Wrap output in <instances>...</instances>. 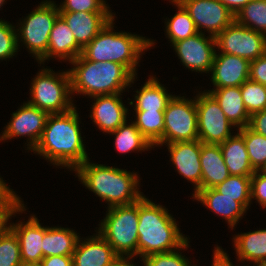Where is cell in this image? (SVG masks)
<instances>
[{
	"instance_id": "cell-39",
	"label": "cell",
	"mask_w": 266,
	"mask_h": 266,
	"mask_svg": "<svg viewBox=\"0 0 266 266\" xmlns=\"http://www.w3.org/2000/svg\"><path fill=\"white\" fill-rule=\"evenodd\" d=\"M59 12H110L104 0H65Z\"/></svg>"
},
{
	"instance_id": "cell-11",
	"label": "cell",
	"mask_w": 266,
	"mask_h": 266,
	"mask_svg": "<svg viewBox=\"0 0 266 266\" xmlns=\"http://www.w3.org/2000/svg\"><path fill=\"white\" fill-rule=\"evenodd\" d=\"M198 140L205 144H221L231 137L234 126L225 116L216 99L203 92L196 97Z\"/></svg>"
},
{
	"instance_id": "cell-38",
	"label": "cell",
	"mask_w": 266,
	"mask_h": 266,
	"mask_svg": "<svg viewBox=\"0 0 266 266\" xmlns=\"http://www.w3.org/2000/svg\"><path fill=\"white\" fill-rule=\"evenodd\" d=\"M16 33L15 26L0 19V60L13 57L19 49Z\"/></svg>"
},
{
	"instance_id": "cell-13",
	"label": "cell",
	"mask_w": 266,
	"mask_h": 266,
	"mask_svg": "<svg viewBox=\"0 0 266 266\" xmlns=\"http://www.w3.org/2000/svg\"><path fill=\"white\" fill-rule=\"evenodd\" d=\"M181 62L186 68L196 72H209L214 62L216 39L213 36L205 38L197 33L172 44Z\"/></svg>"
},
{
	"instance_id": "cell-31",
	"label": "cell",
	"mask_w": 266,
	"mask_h": 266,
	"mask_svg": "<svg viewBox=\"0 0 266 266\" xmlns=\"http://www.w3.org/2000/svg\"><path fill=\"white\" fill-rule=\"evenodd\" d=\"M235 21L266 36V0H251L235 15Z\"/></svg>"
},
{
	"instance_id": "cell-20",
	"label": "cell",
	"mask_w": 266,
	"mask_h": 266,
	"mask_svg": "<svg viewBox=\"0 0 266 266\" xmlns=\"http://www.w3.org/2000/svg\"><path fill=\"white\" fill-rule=\"evenodd\" d=\"M97 235L86 241L79 238L72 255L73 266H109L118 257L108 242Z\"/></svg>"
},
{
	"instance_id": "cell-51",
	"label": "cell",
	"mask_w": 266,
	"mask_h": 266,
	"mask_svg": "<svg viewBox=\"0 0 266 266\" xmlns=\"http://www.w3.org/2000/svg\"><path fill=\"white\" fill-rule=\"evenodd\" d=\"M5 0H0V8L3 6L2 4L4 3Z\"/></svg>"
},
{
	"instance_id": "cell-30",
	"label": "cell",
	"mask_w": 266,
	"mask_h": 266,
	"mask_svg": "<svg viewBox=\"0 0 266 266\" xmlns=\"http://www.w3.org/2000/svg\"><path fill=\"white\" fill-rule=\"evenodd\" d=\"M110 133L116 136L114 144L117 151L121 153H128L132 150L144 151L153 147L132 122L128 125L126 121Z\"/></svg>"
},
{
	"instance_id": "cell-23",
	"label": "cell",
	"mask_w": 266,
	"mask_h": 266,
	"mask_svg": "<svg viewBox=\"0 0 266 266\" xmlns=\"http://www.w3.org/2000/svg\"><path fill=\"white\" fill-rule=\"evenodd\" d=\"M209 92L218 102L227 119L238 129L249 125L248 114L242 99L241 86L215 88Z\"/></svg>"
},
{
	"instance_id": "cell-34",
	"label": "cell",
	"mask_w": 266,
	"mask_h": 266,
	"mask_svg": "<svg viewBox=\"0 0 266 266\" xmlns=\"http://www.w3.org/2000/svg\"><path fill=\"white\" fill-rule=\"evenodd\" d=\"M244 135V142L249 155L250 164L258 171L266 162V137L257 134L248 126L238 129Z\"/></svg>"
},
{
	"instance_id": "cell-46",
	"label": "cell",
	"mask_w": 266,
	"mask_h": 266,
	"mask_svg": "<svg viewBox=\"0 0 266 266\" xmlns=\"http://www.w3.org/2000/svg\"><path fill=\"white\" fill-rule=\"evenodd\" d=\"M234 15L251 0H220Z\"/></svg>"
},
{
	"instance_id": "cell-29",
	"label": "cell",
	"mask_w": 266,
	"mask_h": 266,
	"mask_svg": "<svg viewBox=\"0 0 266 266\" xmlns=\"http://www.w3.org/2000/svg\"><path fill=\"white\" fill-rule=\"evenodd\" d=\"M133 123L152 146L163 145L164 111H136Z\"/></svg>"
},
{
	"instance_id": "cell-36",
	"label": "cell",
	"mask_w": 266,
	"mask_h": 266,
	"mask_svg": "<svg viewBox=\"0 0 266 266\" xmlns=\"http://www.w3.org/2000/svg\"><path fill=\"white\" fill-rule=\"evenodd\" d=\"M25 210L20 198L0 178V232L9 227L6 225H8L7 222L13 214L16 212L22 213Z\"/></svg>"
},
{
	"instance_id": "cell-1",
	"label": "cell",
	"mask_w": 266,
	"mask_h": 266,
	"mask_svg": "<svg viewBox=\"0 0 266 266\" xmlns=\"http://www.w3.org/2000/svg\"><path fill=\"white\" fill-rule=\"evenodd\" d=\"M76 107L62 114H49L42 136L33 149L51 163L75 169L88 159Z\"/></svg>"
},
{
	"instance_id": "cell-10",
	"label": "cell",
	"mask_w": 266,
	"mask_h": 266,
	"mask_svg": "<svg viewBox=\"0 0 266 266\" xmlns=\"http://www.w3.org/2000/svg\"><path fill=\"white\" fill-rule=\"evenodd\" d=\"M221 53L236 55L249 61L266 53V36L240 25L235 20L216 37Z\"/></svg>"
},
{
	"instance_id": "cell-9",
	"label": "cell",
	"mask_w": 266,
	"mask_h": 266,
	"mask_svg": "<svg viewBox=\"0 0 266 266\" xmlns=\"http://www.w3.org/2000/svg\"><path fill=\"white\" fill-rule=\"evenodd\" d=\"M198 139L196 98L173 96L164 110L163 144Z\"/></svg>"
},
{
	"instance_id": "cell-50",
	"label": "cell",
	"mask_w": 266,
	"mask_h": 266,
	"mask_svg": "<svg viewBox=\"0 0 266 266\" xmlns=\"http://www.w3.org/2000/svg\"><path fill=\"white\" fill-rule=\"evenodd\" d=\"M257 266H266V262H262V263H256ZM255 265V266H256Z\"/></svg>"
},
{
	"instance_id": "cell-12",
	"label": "cell",
	"mask_w": 266,
	"mask_h": 266,
	"mask_svg": "<svg viewBox=\"0 0 266 266\" xmlns=\"http://www.w3.org/2000/svg\"><path fill=\"white\" fill-rule=\"evenodd\" d=\"M176 1L189 13L199 33L205 28L211 36L216 37L235 20V15L220 0Z\"/></svg>"
},
{
	"instance_id": "cell-40",
	"label": "cell",
	"mask_w": 266,
	"mask_h": 266,
	"mask_svg": "<svg viewBox=\"0 0 266 266\" xmlns=\"http://www.w3.org/2000/svg\"><path fill=\"white\" fill-rule=\"evenodd\" d=\"M175 251L148 255L142 259L143 264L144 266H191L185 256Z\"/></svg>"
},
{
	"instance_id": "cell-47",
	"label": "cell",
	"mask_w": 266,
	"mask_h": 266,
	"mask_svg": "<svg viewBox=\"0 0 266 266\" xmlns=\"http://www.w3.org/2000/svg\"><path fill=\"white\" fill-rule=\"evenodd\" d=\"M132 256H118L109 266H135L129 261ZM129 259V260H128Z\"/></svg>"
},
{
	"instance_id": "cell-5",
	"label": "cell",
	"mask_w": 266,
	"mask_h": 266,
	"mask_svg": "<svg viewBox=\"0 0 266 266\" xmlns=\"http://www.w3.org/2000/svg\"><path fill=\"white\" fill-rule=\"evenodd\" d=\"M113 21L114 18L82 49L81 55L89 61L119 63L136 76L141 53L154 42L131 33L113 32Z\"/></svg>"
},
{
	"instance_id": "cell-48",
	"label": "cell",
	"mask_w": 266,
	"mask_h": 266,
	"mask_svg": "<svg viewBox=\"0 0 266 266\" xmlns=\"http://www.w3.org/2000/svg\"><path fill=\"white\" fill-rule=\"evenodd\" d=\"M258 172L266 176V162L261 166Z\"/></svg>"
},
{
	"instance_id": "cell-4",
	"label": "cell",
	"mask_w": 266,
	"mask_h": 266,
	"mask_svg": "<svg viewBox=\"0 0 266 266\" xmlns=\"http://www.w3.org/2000/svg\"><path fill=\"white\" fill-rule=\"evenodd\" d=\"M71 92L89 95H110L123 92L134 83L133 76L123 65L112 62H96L85 59L81 54L70 62Z\"/></svg>"
},
{
	"instance_id": "cell-15",
	"label": "cell",
	"mask_w": 266,
	"mask_h": 266,
	"mask_svg": "<svg viewBox=\"0 0 266 266\" xmlns=\"http://www.w3.org/2000/svg\"><path fill=\"white\" fill-rule=\"evenodd\" d=\"M172 163L181 176L194 183V193L201 190V141H177L167 145Z\"/></svg>"
},
{
	"instance_id": "cell-25",
	"label": "cell",
	"mask_w": 266,
	"mask_h": 266,
	"mask_svg": "<svg viewBox=\"0 0 266 266\" xmlns=\"http://www.w3.org/2000/svg\"><path fill=\"white\" fill-rule=\"evenodd\" d=\"M193 197L224 217L232 229L246 212V208L240 202L235 201V198L223 196L214 188L198 190Z\"/></svg>"
},
{
	"instance_id": "cell-21",
	"label": "cell",
	"mask_w": 266,
	"mask_h": 266,
	"mask_svg": "<svg viewBox=\"0 0 266 266\" xmlns=\"http://www.w3.org/2000/svg\"><path fill=\"white\" fill-rule=\"evenodd\" d=\"M82 53V48L77 44L75 36L67 23L59 15L50 32L47 53L39 60L40 64L50 57L75 60Z\"/></svg>"
},
{
	"instance_id": "cell-27",
	"label": "cell",
	"mask_w": 266,
	"mask_h": 266,
	"mask_svg": "<svg viewBox=\"0 0 266 266\" xmlns=\"http://www.w3.org/2000/svg\"><path fill=\"white\" fill-rule=\"evenodd\" d=\"M136 93L135 101L129 102L130 105H134L135 111H164L169 100L173 97L153 76Z\"/></svg>"
},
{
	"instance_id": "cell-44",
	"label": "cell",
	"mask_w": 266,
	"mask_h": 266,
	"mask_svg": "<svg viewBox=\"0 0 266 266\" xmlns=\"http://www.w3.org/2000/svg\"><path fill=\"white\" fill-rule=\"evenodd\" d=\"M41 266H73L72 256H49L44 257Z\"/></svg>"
},
{
	"instance_id": "cell-41",
	"label": "cell",
	"mask_w": 266,
	"mask_h": 266,
	"mask_svg": "<svg viewBox=\"0 0 266 266\" xmlns=\"http://www.w3.org/2000/svg\"><path fill=\"white\" fill-rule=\"evenodd\" d=\"M255 198L259 204L266 208V176L255 171L251 176V199Z\"/></svg>"
},
{
	"instance_id": "cell-22",
	"label": "cell",
	"mask_w": 266,
	"mask_h": 266,
	"mask_svg": "<svg viewBox=\"0 0 266 266\" xmlns=\"http://www.w3.org/2000/svg\"><path fill=\"white\" fill-rule=\"evenodd\" d=\"M200 162L202 170L201 189L214 188L230 176L219 144L201 142Z\"/></svg>"
},
{
	"instance_id": "cell-37",
	"label": "cell",
	"mask_w": 266,
	"mask_h": 266,
	"mask_svg": "<svg viewBox=\"0 0 266 266\" xmlns=\"http://www.w3.org/2000/svg\"><path fill=\"white\" fill-rule=\"evenodd\" d=\"M244 106L251 116L266 109V86L248 79L241 85Z\"/></svg>"
},
{
	"instance_id": "cell-16",
	"label": "cell",
	"mask_w": 266,
	"mask_h": 266,
	"mask_svg": "<svg viewBox=\"0 0 266 266\" xmlns=\"http://www.w3.org/2000/svg\"><path fill=\"white\" fill-rule=\"evenodd\" d=\"M250 61L231 54L215 53L210 72L216 88L241 86L249 79Z\"/></svg>"
},
{
	"instance_id": "cell-32",
	"label": "cell",
	"mask_w": 266,
	"mask_h": 266,
	"mask_svg": "<svg viewBox=\"0 0 266 266\" xmlns=\"http://www.w3.org/2000/svg\"><path fill=\"white\" fill-rule=\"evenodd\" d=\"M178 12L166 22V32L170 42L175 43L198 33L189 13L176 0H171Z\"/></svg>"
},
{
	"instance_id": "cell-42",
	"label": "cell",
	"mask_w": 266,
	"mask_h": 266,
	"mask_svg": "<svg viewBox=\"0 0 266 266\" xmlns=\"http://www.w3.org/2000/svg\"><path fill=\"white\" fill-rule=\"evenodd\" d=\"M249 79L266 86V53L250 61Z\"/></svg>"
},
{
	"instance_id": "cell-8",
	"label": "cell",
	"mask_w": 266,
	"mask_h": 266,
	"mask_svg": "<svg viewBox=\"0 0 266 266\" xmlns=\"http://www.w3.org/2000/svg\"><path fill=\"white\" fill-rule=\"evenodd\" d=\"M58 16L59 8L54 1L46 0L28 14L20 24L21 27L16 29L19 32L16 33L17 42L21 38L20 41L25 43L37 61L47 53L50 32Z\"/></svg>"
},
{
	"instance_id": "cell-28",
	"label": "cell",
	"mask_w": 266,
	"mask_h": 266,
	"mask_svg": "<svg viewBox=\"0 0 266 266\" xmlns=\"http://www.w3.org/2000/svg\"><path fill=\"white\" fill-rule=\"evenodd\" d=\"M233 239L239 260L266 262V229L238 234Z\"/></svg>"
},
{
	"instance_id": "cell-19",
	"label": "cell",
	"mask_w": 266,
	"mask_h": 266,
	"mask_svg": "<svg viewBox=\"0 0 266 266\" xmlns=\"http://www.w3.org/2000/svg\"><path fill=\"white\" fill-rule=\"evenodd\" d=\"M9 227L18 237L22 264L40 263L43 259L44 227L35 215H32L25 224L10 223Z\"/></svg>"
},
{
	"instance_id": "cell-17",
	"label": "cell",
	"mask_w": 266,
	"mask_h": 266,
	"mask_svg": "<svg viewBox=\"0 0 266 266\" xmlns=\"http://www.w3.org/2000/svg\"><path fill=\"white\" fill-rule=\"evenodd\" d=\"M83 49L114 18L111 12H59Z\"/></svg>"
},
{
	"instance_id": "cell-43",
	"label": "cell",
	"mask_w": 266,
	"mask_h": 266,
	"mask_svg": "<svg viewBox=\"0 0 266 266\" xmlns=\"http://www.w3.org/2000/svg\"><path fill=\"white\" fill-rule=\"evenodd\" d=\"M248 127L257 134L266 137V109L252 114Z\"/></svg>"
},
{
	"instance_id": "cell-6",
	"label": "cell",
	"mask_w": 266,
	"mask_h": 266,
	"mask_svg": "<svg viewBox=\"0 0 266 266\" xmlns=\"http://www.w3.org/2000/svg\"><path fill=\"white\" fill-rule=\"evenodd\" d=\"M138 201L108 208L98 233L118 256H138Z\"/></svg>"
},
{
	"instance_id": "cell-45",
	"label": "cell",
	"mask_w": 266,
	"mask_h": 266,
	"mask_svg": "<svg viewBox=\"0 0 266 266\" xmlns=\"http://www.w3.org/2000/svg\"><path fill=\"white\" fill-rule=\"evenodd\" d=\"M229 256L227 255V253H225L223 251V249H221L220 247H216L214 250V255H213V265L212 266H234L231 262H230V258H228Z\"/></svg>"
},
{
	"instance_id": "cell-2",
	"label": "cell",
	"mask_w": 266,
	"mask_h": 266,
	"mask_svg": "<svg viewBox=\"0 0 266 266\" xmlns=\"http://www.w3.org/2000/svg\"><path fill=\"white\" fill-rule=\"evenodd\" d=\"M138 255L144 257L188 247L175 219L161 205L143 196L138 201Z\"/></svg>"
},
{
	"instance_id": "cell-14",
	"label": "cell",
	"mask_w": 266,
	"mask_h": 266,
	"mask_svg": "<svg viewBox=\"0 0 266 266\" xmlns=\"http://www.w3.org/2000/svg\"><path fill=\"white\" fill-rule=\"evenodd\" d=\"M48 115L47 112L30 105L28 102L23 104L18 111L12 114V119L0 137L1 141L18 136H27L30 140L27 148L32 151L42 136Z\"/></svg>"
},
{
	"instance_id": "cell-26",
	"label": "cell",
	"mask_w": 266,
	"mask_h": 266,
	"mask_svg": "<svg viewBox=\"0 0 266 266\" xmlns=\"http://www.w3.org/2000/svg\"><path fill=\"white\" fill-rule=\"evenodd\" d=\"M79 238V235L69 228L44 227L43 258L72 256Z\"/></svg>"
},
{
	"instance_id": "cell-24",
	"label": "cell",
	"mask_w": 266,
	"mask_h": 266,
	"mask_svg": "<svg viewBox=\"0 0 266 266\" xmlns=\"http://www.w3.org/2000/svg\"><path fill=\"white\" fill-rule=\"evenodd\" d=\"M235 136L227 138L219 144L224 158V163L230 175L252 176L255 170L250 164L249 155L244 142V135L237 131Z\"/></svg>"
},
{
	"instance_id": "cell-3",
	"label": "cell",
	"mask_w": 266,
	"mask_h": 266,
	"mask_svg": "<svg viewBox=\"0 0 266 266\" xmlns=\"http://www.w3.org/2000/svg\"><path fill=\"white\" fill-rule=\"evenodd\" d=\"M74 171L89 190L108 203V208L129 205L143 197L137 187L139 179L136 173L90 163L89 159Z\"/></svg>"
},
{
	"instance_id": "cell-35",
	"label": "cell",
	"mask_w": 266,
	"mask_h": 266,
	"mask_svg": "<svg viewBox=\"0 0 266 266\" xmlns=\"http://www.w3.org/2000/svg\"><path fill=\"white\" fill-rule=\"evenodd\" d=\"M20 243L15 232L8 227L0 232V266H22Z\"/></svg>"
},
{
	"instance_id": "cell-33",
	"label": "cell",
	"mask_w": 266,
	"mask_h": 266,
	"mask_svg": "<svg viewBox=\"0 0 266 266\" xmlns=\"http://www.w3.org/2000/svg\"><path fill=\"white\" fill-rule=\"evenodd\" d=\"M214 189L223 196L235 198V201L248 209L251 201V176L230 175Z\"/></svg>"
},
{
	"instance_id": "cell-18",
	"label": "cell",
	"mask_w": 266,
	"mask_h": 266,
	"mask_svg": "<svg viewBox=\"0 0 266 266\" xmlns=\"http://www.w3.org/2000/svg\"><path fill=\"white\" fill-rule=\"evenodd\" d=\"M121 93L94 96L92 105L93 122L103 132L110 133L125 123L128 109L124 106ZM120 97V98H119Z\"/></svg>"
},
{
	"instance_id": "cell-7",
	"label": "cell",
	"mask_w": 266,
	"mask_h": 266,
	"mask_svg": "<svg viewBox=\"0 0 266 266\" xmlns=\"http://www.w3.org/2000/svg\"><path fill=\"white\" fill-rule=\"evenodd\" d=\"M51 69H42L31 83L28 103L48 114H62L74 108L71 102V78L69 71L56 74Z\"/></svg>"
},
{
	"instance_id": "cell-49",
	"label": "cell",
	"mask_w": 266,
	"mask_h": 266,
	"mask_svg": "<svg viewBox=\"0 0 266 266\" xmlns=\"http://www.w3.org/2000/svg\"><path fill=\"white\" fill-rule=\"evenodd\" d=\"M22 266H41L40 263H34V264H23Z\"/></svg>"
}]
</instances>
